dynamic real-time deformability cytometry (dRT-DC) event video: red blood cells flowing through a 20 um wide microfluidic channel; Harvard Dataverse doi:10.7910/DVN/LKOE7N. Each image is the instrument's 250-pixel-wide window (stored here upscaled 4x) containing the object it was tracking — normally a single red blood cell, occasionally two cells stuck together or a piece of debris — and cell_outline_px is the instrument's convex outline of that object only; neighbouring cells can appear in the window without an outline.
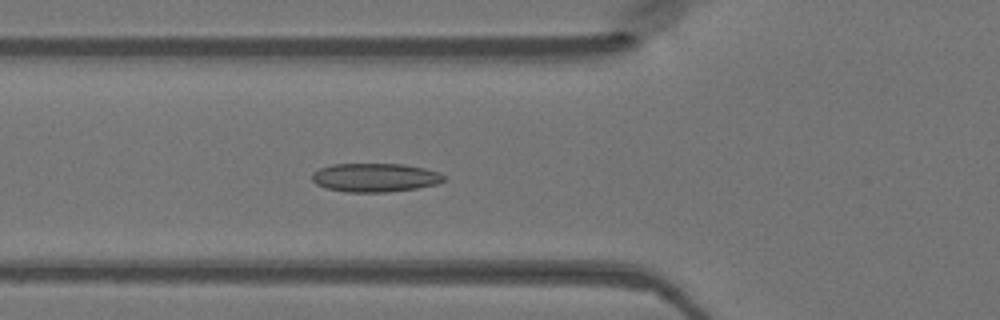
{"species": "Egyptian fruit bat (a non-hibernating species)", "species_latin": "Rousettus aegyptiacus", "temperature_condition": "warm", "stored_images_in_passage": 49, "camera_frame_rate_fps": 3000, "um_per_image_px": 0.085, "animal": {"sex": "female"}, "frame": {"image": 1, "passage_image": 17, "time_ms": 5.333, "image_size_px": [1000, 320], "cell_outline_px": [[444, 180], [436, 184], [416, 188], [388, 192], [348, 192], [328, 188], [316, 184], [312, 180], [312, 172], [320, 168], [332, 164], [404, 164], [424, 168], [440, 172], [444, 176]], "centroid_in_image_um": [31.87, 15.08], "position_along_channel_um": 93.9, "area_um2": 21.96}}
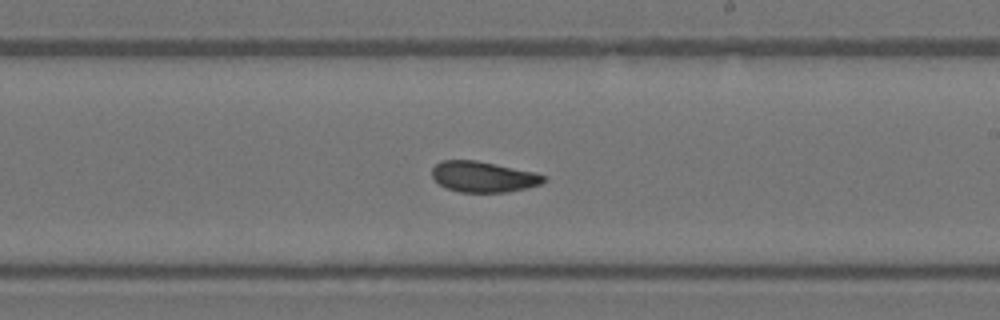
{"frame": {"image": 2, "passage_image": 28, "time_ms": 9.0, "image_size_px": [1000, 320], "cell_outline_px": [[548, 180], [540, 184], [508, 192], [460, 192], [444, 188], [432, 176], [432, 168], [440, 160], [476, 160], [536, 172], [548, 176]], "centroid_in_image_um": [41.1, 15.02], "position_along_channel_um": 247.9, "area_um2": 20.17}}
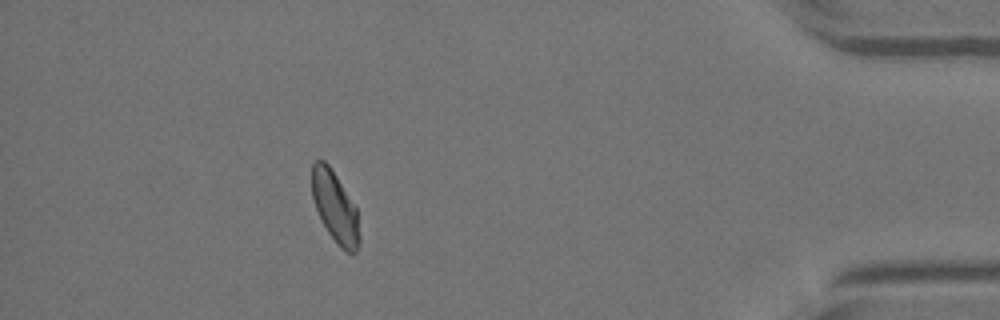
{"frame": {"image": 3, "passage_image": 43, "time_ms": 14.0, "image_size_px": [1000, 320], "cell_outline_px": [[360, 240], [356, 252], [352, 256], [344, 252], [336, 244], [328, 232], [316, 208], [312, 196], [312, 164], [316, 160], [324, 160], [328, 164], [336, 176], [356, 208], [360, 236]], "centroid_in_image_um": [28.49, 17.66], "position_along_channel_um": 406.7, "area_um2": 19.54}}